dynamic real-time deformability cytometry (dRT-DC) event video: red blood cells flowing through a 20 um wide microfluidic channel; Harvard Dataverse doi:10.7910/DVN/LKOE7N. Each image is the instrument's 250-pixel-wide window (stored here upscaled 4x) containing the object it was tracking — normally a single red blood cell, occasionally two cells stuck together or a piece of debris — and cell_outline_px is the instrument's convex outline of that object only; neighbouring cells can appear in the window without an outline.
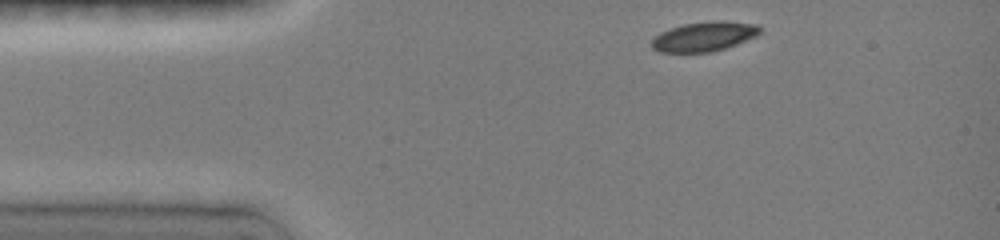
{"species": "common noctule bat (a hibernating species)", "species_latin": "Nyctalus noctula", "temperature_condition": "room temperature", "stored_images_in_passage": 36, "camera_frame_rate_fps": 3000, "um_per_image_px": 0.085, "animal": {"sex": "female", "body_mass_g": 19.0, "forearm_length_mm": 51.5}, "frame": {"image": 1, "passage_image": 1, "time_ms": 0.0, "image_size_px": [1000, 240], "cell_outline_px": [[760, 32], [756, 36], [724, 48], [712, 52], [660, 52], [652, 48], [652, 40], [660, 32], [684, 24], [756, 24], [760, 28]], "centroid_in_image_um": [59.76, 3.17], "position_along_channel_um": 25.2, "area_um2": 17.28}}
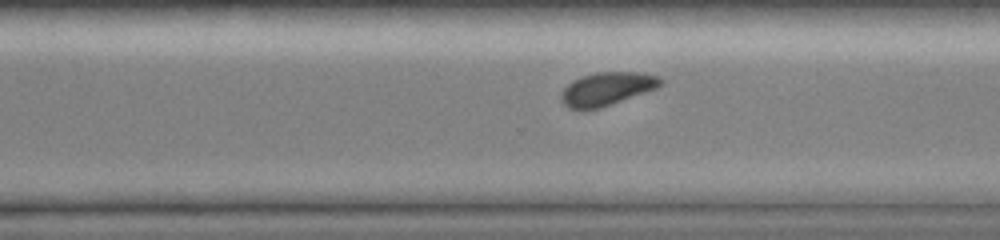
{"frame": {"image": 2, "passage_image": 27, "time_ms": 8.667, "image_size_px": [1000, 240], "cell_outline_px": [[664, 80], [656, 88], [600, 108], [568, 108], [560, 100], [560, 96], [564, 88], [572, 80], [580, 76], [596, 72], [636, 72], [660, 76]], "centroid_in_image_um": [51.56, 7.53], "position_along_channel_um": 319.0, "area_um2": 19.02}}
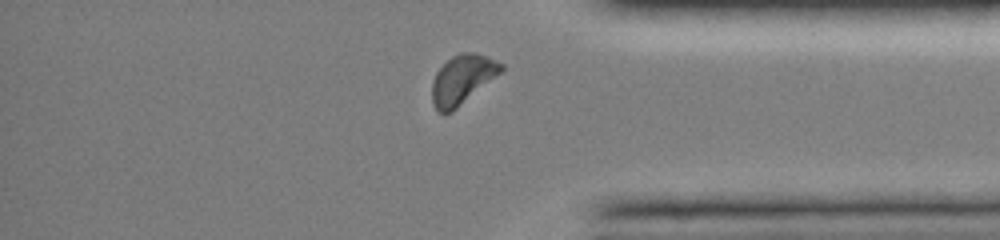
{"frame": {"image": 3, "passage_image": 33, "time_ms": 10.667, "image_size_px": [1000, 240], "cell_outline_px": [[504, 68], [500, 72], [452, 112], [440, 112], [432, 104], [432, 80], [436, 72], [452, 56], [460, 52], [476, 52], [488, 56], [504, 64]], "centroid_in_image_um": [39.29, 6.72], "position_along_channel_um": 395.9, "area_um2": 19.54}, "authors_computed_cell_mechanics": {"area_um2": 19.5942, "velocity_mm_per_s": 3.9958, "shape_relaxation_time_tau1_ms": 2.2218, "shape_relaxation_time_tau2_ms": null, "deformation_change_tau1": 0.0909, "deformation_change_tau2": null}}